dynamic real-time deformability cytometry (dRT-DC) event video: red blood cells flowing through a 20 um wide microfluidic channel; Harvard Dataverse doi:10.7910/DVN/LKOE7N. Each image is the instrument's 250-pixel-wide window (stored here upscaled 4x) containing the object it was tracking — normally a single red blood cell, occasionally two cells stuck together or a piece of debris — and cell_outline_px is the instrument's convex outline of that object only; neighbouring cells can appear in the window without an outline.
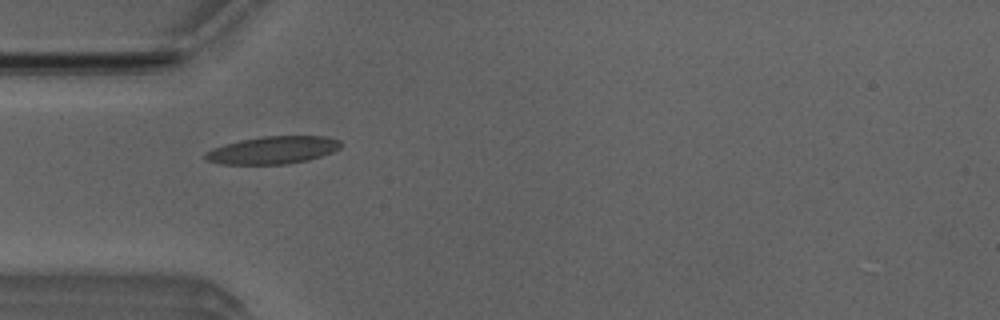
{"species": "Egyptian fruit bat (a non-hibernating species)", "species_latin": "Rousettus aegyptiacus", "temperature_condition": "room temperature", "stored_images_in_passage": 34, "camera_frame_rate_fps": 3000, "um_per_image_px": 0.085, "animal": {"sex": "male"}, "frame": {"image": 1, "passage_image": 1, "time_ms": 0.0, "image_size_px": [1000, 320], "cell_outline_px": [[340, 148], [332, 152], [308, 160], [288, 164], [220, 164], [204, 160], [204, 152], [212, 148], [224, 144], [240, 140], [264, 136], [324, 136], [340, 140]], "centroid_in_image_um": [23.14, 12.76], "position_along_channel_um": 61.9, "area_um2": 21.85}}
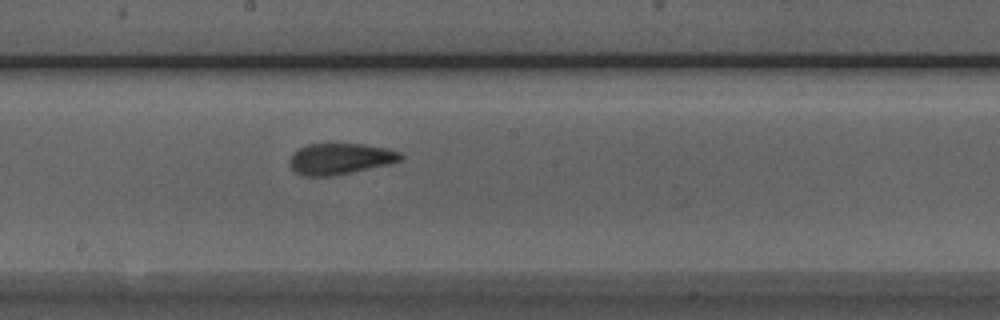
{"frame": {"image": 2, "passage_image": 13, "time_ms": 4.0, "image_size_px": [1000, 320], "cell_outline_px": [[404, 160], [388, 164], [332, 176], [304, 176], [296, 172], [288, 164], [288, 160], [292, 152], [296, 148], [308, 144], [364, 144], [388, 148], [400, 152], [404, 156]], "centroid_in_image_um": [28.89, 13.48], "position_along_channel_um": 219.3, "area_um2": 20.35}}
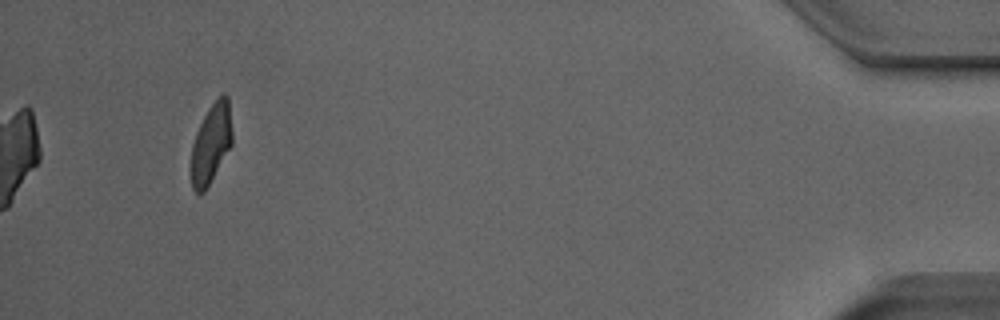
{"frame": {"image": 3, "passage_image": 34, "time_ms": 11.0, "image_size_px": [1000, 320], "cell_outline_px": [[232, 144], [204, 192], [196, 192], [192, 188], [192, 144], [196, 132], [208, 108], [224, 92], [228, 96], [232, 132]], "centroid_in_image_um": [17.96, 12.16], "position_along_channel_um": 417.2, "area_um2": 18.61}, "authors_computed_cell_mechanics": {"area_um2": 20.3456, "velocity_mm_per_s": 3.9547, "shape_relaxation_time_tau1_ms": 3.9905, "shape_relaxation_time_tau2_ms": 1.4548, "deformation_change_tau1": 0.1704, "deformation_change_tau2": 0.099}}